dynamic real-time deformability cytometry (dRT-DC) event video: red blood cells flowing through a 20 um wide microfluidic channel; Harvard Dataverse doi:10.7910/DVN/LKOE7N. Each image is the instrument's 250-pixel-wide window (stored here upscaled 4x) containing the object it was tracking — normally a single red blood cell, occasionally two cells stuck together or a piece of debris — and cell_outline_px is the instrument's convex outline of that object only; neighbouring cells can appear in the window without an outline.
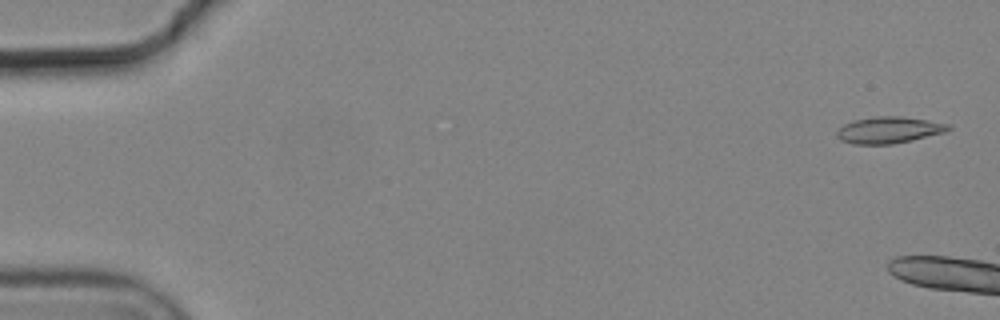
{"species": "common noctule bat (a hibernating species)", "species_latin": "Nyctalus noctula", "temperature_condition": "cold", "stored_images_in_passage": 2, "camera_frame_rate_fps": 3000, "um_per_image_px": 0.085, "animal": {"sex": "male", "body_mass_g": 19.2, "forearm_length_mm": 51.8}, "frame": {"image": 1, "passage_image": 1, "time_ms": 0.0, "image_size_px": [1000, 320], "cell_outline_px": [[952, 128], [944, 132], [912, 140], [892, 144], [852, 144], [840, 140], [836, 136], [836, 132], [844, 124], [852, 120], [880, 116], [900, 116], [952, 124]], "centroid_in_image_um": [75.54, 11.05], "position_along_channel_um": 9.5, "area_um2": 17.22}}